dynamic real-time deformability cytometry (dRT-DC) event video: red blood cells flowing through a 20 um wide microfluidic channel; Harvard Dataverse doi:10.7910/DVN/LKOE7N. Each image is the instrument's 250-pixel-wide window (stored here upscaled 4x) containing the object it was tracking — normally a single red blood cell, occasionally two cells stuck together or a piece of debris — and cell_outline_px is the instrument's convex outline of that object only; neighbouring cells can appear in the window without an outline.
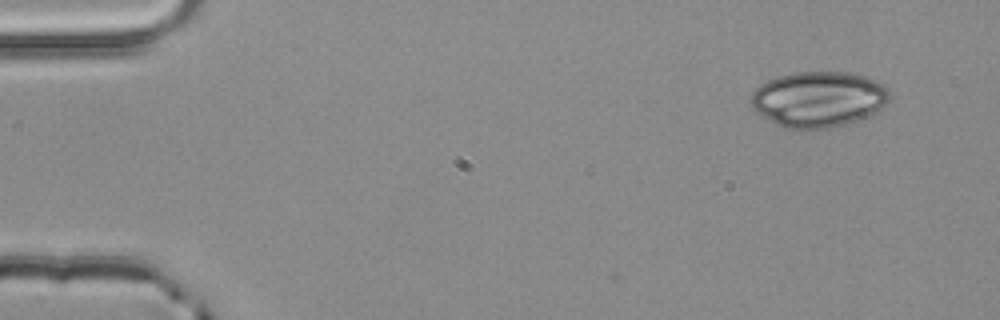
{"species": "common noctule bat (a hibernating species)", "species_latin": "Nyctalus noctula", "temperature_condition": "room temperature", "stored_images_in_passage": 2, "camera_frame_rate_fps": 3000, "um_per_image_px": 0.085, "animal": {"sex": "male", "body_mass_g": 20.4}, "frame": {"image": 1, "passage_image": 2, "time_ms": 0.333, "image_size_px": [1000, 320], "cell_outline_px": [[888, 100], [884, 108], [868, 116], [844, 124], [828, 128], [800, 132], [784, 128], [768, 120], [756, 112], [752, 108], [748, 100], [752, 92], [760, 84], [768, 80], [792, 72], [848, 72], [864, 76], [884, 84], [888, 88]], "centroid_in_image_um": [69.52, 8.46], "position_along_channel_um": 15.5, "area_um2": 45.72}}